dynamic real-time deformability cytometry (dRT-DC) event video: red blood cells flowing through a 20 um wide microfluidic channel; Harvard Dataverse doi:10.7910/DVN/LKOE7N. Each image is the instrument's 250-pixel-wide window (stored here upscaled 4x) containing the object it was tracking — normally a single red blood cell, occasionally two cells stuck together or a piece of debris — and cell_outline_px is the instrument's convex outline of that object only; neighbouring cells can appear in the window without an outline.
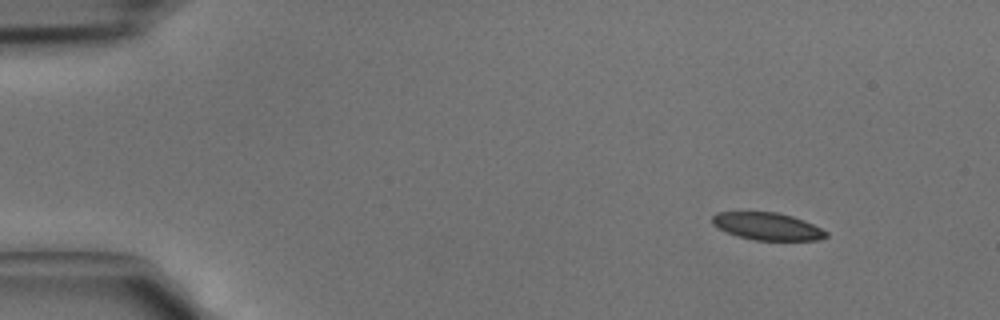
{"species": "common noctule bat (a hibernating species)", "species_latin": "Nyctalus noctula", "temperature_condition": "cold", "stored_images_in_passage": 4, "segment_of_instrument_passage": [1, 2], "camera_frame_rate_fps": 3000, "um_per_image_px": 0.085, "animal": {"sex": "male", "body_mass_g": 15.6}, "frame": {"image": 1, "passage_image": 1, "time_ms": 0.0, "image_size_px": [1000, 320], "cell_outline_px": [[828, 236], [820, 240], [756, 240], [740, 236], [728, 232], [712, 224], [712, 216], [716, 212], [776, 212], [792, 216], [804, 220], [828, 232]], "centroid_in_image_um": [65.25, 19.23], "position_along_channel_um": 19.8, "area_um2": 17.98}}